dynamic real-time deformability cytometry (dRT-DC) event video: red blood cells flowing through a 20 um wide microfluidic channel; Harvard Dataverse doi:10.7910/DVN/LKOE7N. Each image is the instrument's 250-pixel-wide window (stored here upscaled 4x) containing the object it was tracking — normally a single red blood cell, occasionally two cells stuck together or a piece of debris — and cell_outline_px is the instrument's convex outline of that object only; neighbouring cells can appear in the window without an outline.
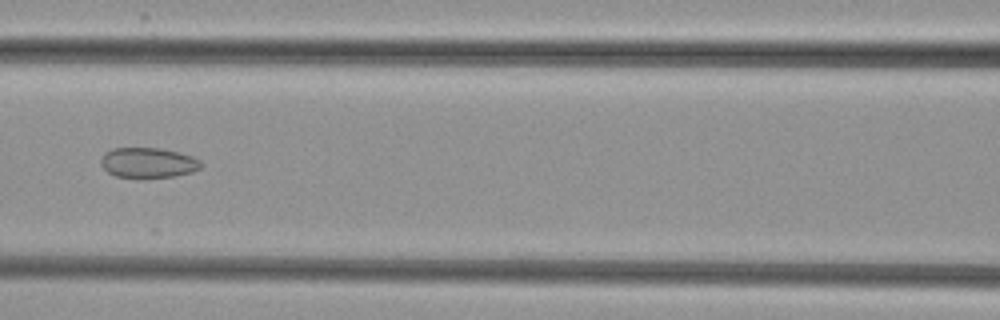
{"species": "common noctule bat (a hibernating species)", "species_latin": "Nyctalus noctula", "temperature_condition": "cold", "stored_images_in_passage": 7, "camera_frame_rate_fps": 3000, "um_per_image_px": 0.085, "animal": {"sex": "female", "body_mass_g": 29.2, "forearm_length_mm": 56.3}, "frame": {"image": 1, "passage_image": 6, "time_ms": 5.667, "image_size_px": [1000, 320], "cell_outline_px": [[204, 164], [200, 168], [192, 172], [172, 176], [144, 180], [140, 180], [116, 176], [108, 172], [100, 164], [100, 160], [104, 152], [112, 148], [160, 148], [180, 152], [192, 156], [200, 160]], "centroid_in_image_um": [12.58, 13.86], "position_along_channel_um": 154.0, "area_um2": 18.26}}